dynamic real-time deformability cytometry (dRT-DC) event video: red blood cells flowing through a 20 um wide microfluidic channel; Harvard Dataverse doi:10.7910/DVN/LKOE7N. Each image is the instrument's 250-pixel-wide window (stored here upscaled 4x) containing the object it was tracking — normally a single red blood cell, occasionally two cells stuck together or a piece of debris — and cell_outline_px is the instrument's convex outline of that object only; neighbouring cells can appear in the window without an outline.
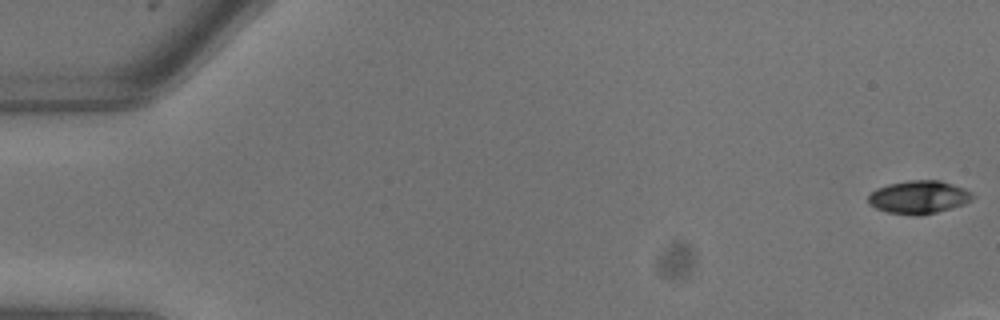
{"species": "common noctule bat (a hibernating species)", "species_latin": "Nyctalus noctula", "temperature_condition": "warm", "stored_images_in_passage": 7, "camera_frame_rate_fps": 3000, "um_per_image_px": 0.085, "animal": {"sex": "male", "body_mass_g": 13.3}, "frame": {"image": 1, "passage_image": 1, "time_ms": 0.0, "image_size_px": [1000, 320], "cell_outline_px": [[976, 196], [972, 200], [964, 204], [936, 212], [920, 216], [916, 216], [888, 212], [876, 208], [868, 204], [868, 196], [876, 188], [888, 184], [908, 180], [940, 180], [964, 188], [972, 192]], "centroid_in_image_um": [78.11, 16.75], "position_along_channel_um": 6.9, "area_um2": 20.23}}